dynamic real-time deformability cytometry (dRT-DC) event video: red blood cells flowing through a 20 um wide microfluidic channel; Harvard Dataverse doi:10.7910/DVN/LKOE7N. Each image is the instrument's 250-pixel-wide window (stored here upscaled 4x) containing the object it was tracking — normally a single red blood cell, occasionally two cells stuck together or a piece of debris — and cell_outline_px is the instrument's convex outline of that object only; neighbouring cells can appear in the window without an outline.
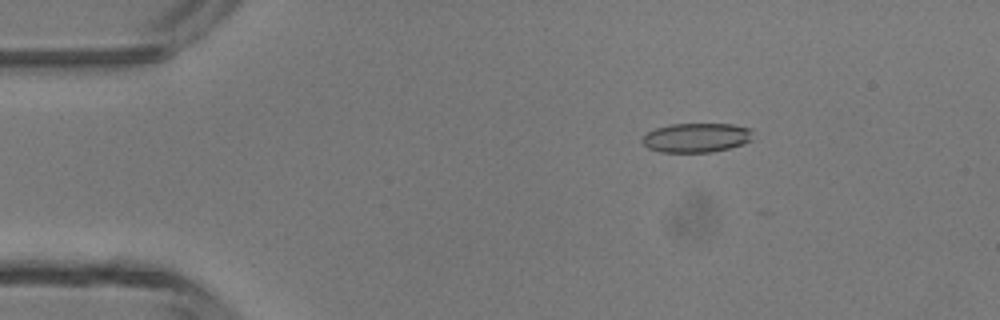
{"species": "common noctule bat (a hibernating species)", "species_latin": "Nyctalus noctula", "temperature_condition": "room temperature", "stored_images_in_passage": 16, "camera_frame_rate_fps": 3000, "um_per_image_px": 0.085, "animal": {"sex": "male", "body_mass_g": 13.3}, "frame": {"image": 1, "passage_image": 8, "time_ms": 2.333, "image_size_px": [1000, 320], "cell_outline_px": [[752, 140], [744, 144], [712, 152], [660, 152], [648, 148], [640, 140], [648, 132], [656, 128], [668, 124], [732, 124], [752, 128]], "centroid_in_image_um": [59.21, 11.7], "position_along_channel_um": 25.8, "area_um2": 19.02}}
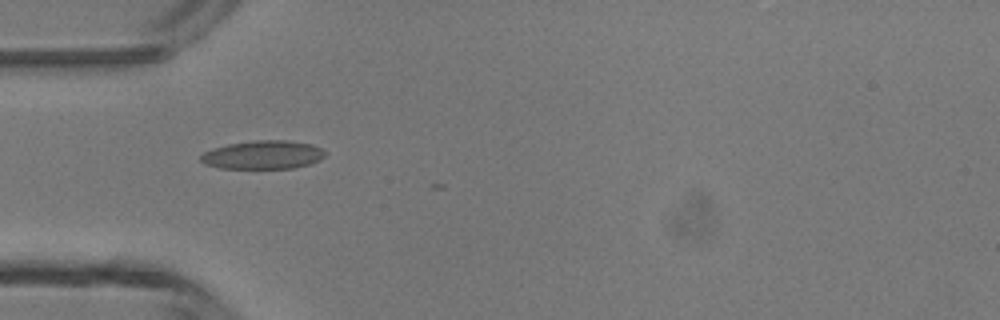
{"frame": {"image": 2, "passage_image": 15, "time_ms": 4.667, "image_size_px": [1000, 320], "cell_outline_px": [[328, 152], [320, 160], [308, 164], [292, 168], [220, 168], [204, 164], [200, 160], [200, 156], [204, 152], [212, 148], [228, 144], [256, 140], [288, 140], [312, 144]], "centroid_in_image_um": [22.35, 13.15], "position_along_channel_um": 62.6, "area_um2": 20.69}}